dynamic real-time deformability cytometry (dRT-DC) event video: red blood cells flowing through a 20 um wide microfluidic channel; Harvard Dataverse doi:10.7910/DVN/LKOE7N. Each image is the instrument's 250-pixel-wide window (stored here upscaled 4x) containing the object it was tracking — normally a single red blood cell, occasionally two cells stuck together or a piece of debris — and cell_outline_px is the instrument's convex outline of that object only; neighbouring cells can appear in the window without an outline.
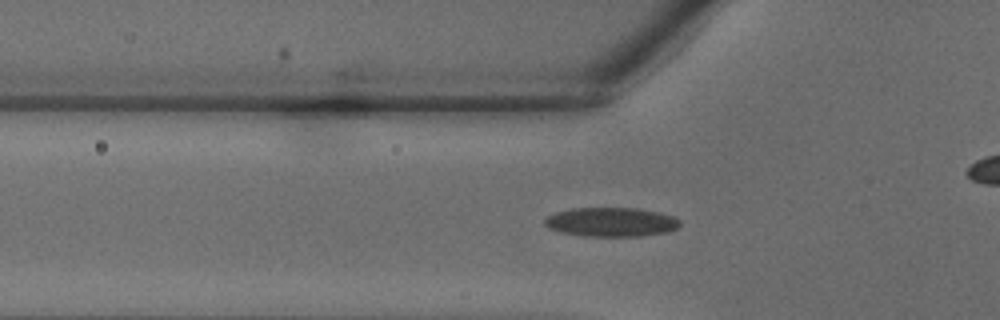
{"species": "common noctule bat (a hibernating species)", "species_latin": "Nyctalus noctula", "temperature_condition": "warm", "stored_images_in_passage": 26, "camera_frame_rate_fps": 3000, "um_per_image_px": 0.085, "animal": {"sex": "male", "body_mass_g": 18.8}, "frame": {"image": 1, "passage_image": 6, "time_ms": 1.667, "image_size_px": [1000, 320], "cell_outline_px": [[680, 224], [676, 228], [668, 232], [640, 236], [584, 236], [560, 232], [548, 228], [544, 224], [544, 220], [548, 216], [556, 212], [572, 208], [636, 208], [660, 212], [672, 216], [680, 220]], "centroid_in_image_um": [51.94, 18.87], "position_along_channel_um": 73.9, "area_um2": 23.0}}
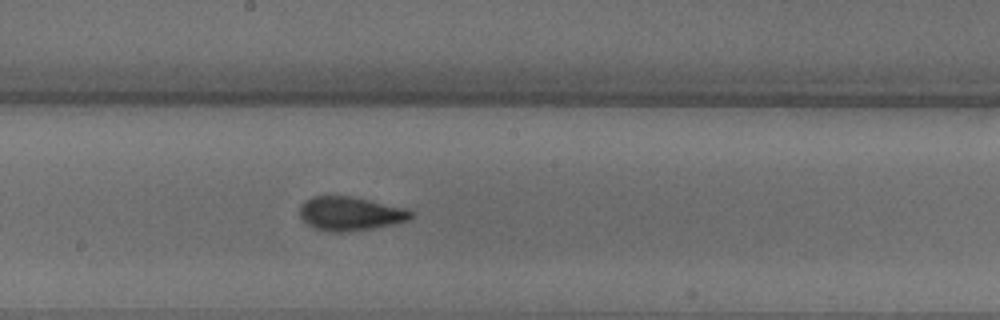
{"frame": {"image": 2, "passage_image": 14, "time_ms": 4.333, "image_size_px": [1000, 320], "cell_outline_px": [[416, 212], [412, 220], [396, 224], [348, 232], [332, 232], [316, 228], [308, 224], [300, 216], [300, 204], [304, 200], [312, 196], [352, 196], [408, 208]], "centroid_in_image_um": [29.85, 18.15], "position_along_channel_um": 218.3, "area_um2": 22.37}}
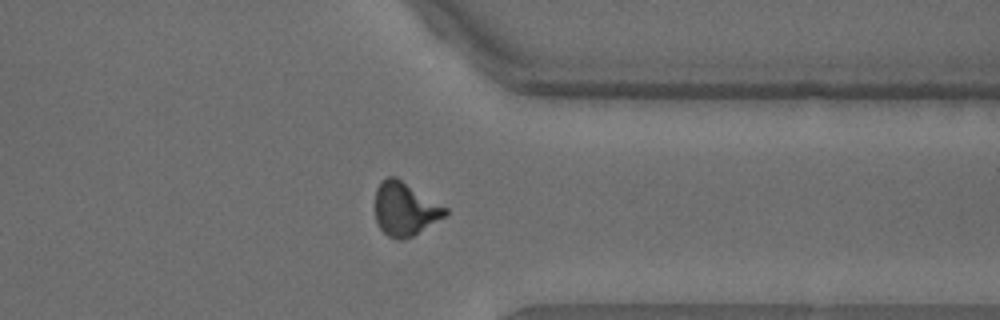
{"frame": {"image": 3, "passage_image": 23, "time_ms": 7.333, "image_size_px": [1000, 320], "cell_outline_px": [[448, 212], [444, 216], [412, 236], [404, 240], [396, 240], [388, 236], [380, 228], [376, 220], [376, 188], [380, 180], [388, 176], [396, 176], [448, 208]], "centroid_in_image_um": [34.4, 17.74], "position_along_channel_um": 377.0, "area_um2": 21.79}}